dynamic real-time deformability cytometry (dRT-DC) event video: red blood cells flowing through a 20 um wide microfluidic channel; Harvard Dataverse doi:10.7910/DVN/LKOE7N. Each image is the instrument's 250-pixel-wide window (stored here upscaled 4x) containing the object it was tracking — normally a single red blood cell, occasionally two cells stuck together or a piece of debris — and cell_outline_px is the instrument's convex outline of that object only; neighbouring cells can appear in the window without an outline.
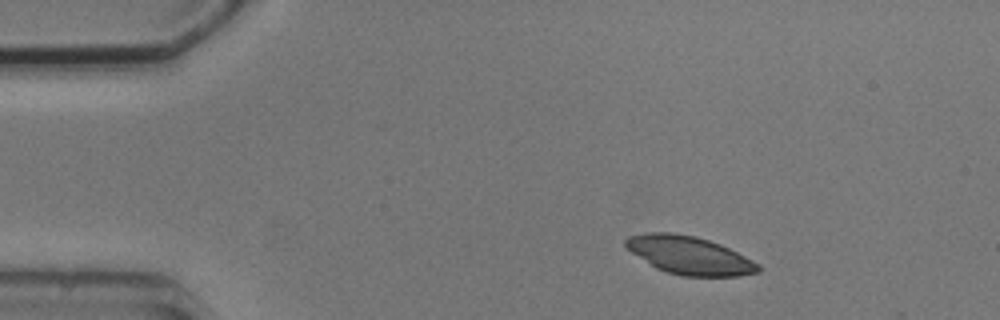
{"species": "common noctule bat (a hibernating species)", "species_latin": "Nyctalus noctula", "temperature_condition": "cold", "stored_images_in_passage": 3, "camera_frame_rate_fps": 3000, "um_per_image_px": 0.085, "animal": {"sex": "male", "body_mass_g": 20.5, "forearm_length_mm": 52.5}, "frame": {"image": 1, "passage_image": 1, "time_ms": 0.0, "image_size_px": [1000, 320], "cell_outline_px": [[760, 272], [740, 276], [684, 276], [668, 272], [656, 268], [624, 248], [624, 240], [628, 236], [644, 232], [672, 232], [696, 236], [720, 244], [760, 264]], "centroid_in_image_um": [58.56, 21.69], "position_along_channel_um": 26.4, "area_um2": 29.54}}